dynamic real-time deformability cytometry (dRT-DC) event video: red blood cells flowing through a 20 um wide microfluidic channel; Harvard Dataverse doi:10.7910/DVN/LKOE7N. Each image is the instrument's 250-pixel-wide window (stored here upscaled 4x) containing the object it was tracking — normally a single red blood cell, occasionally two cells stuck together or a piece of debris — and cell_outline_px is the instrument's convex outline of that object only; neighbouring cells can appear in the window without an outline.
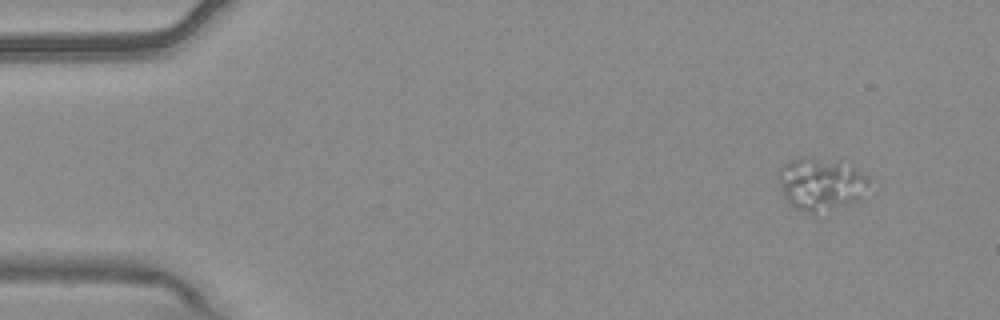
{"species": "common noctule bat (a hibernating species)", "species_latin": "Nyctalus noctula", "temperature_condition": "warm", "stored_images_in_passage": 4, "camera_frame_rate_fps": 3000, "um_per_image_px": 0.085, "animal": {"sex": "male", "body_mass_g": 20.4}, "frame": {"image": 1, "passage_image": 1, "time_ms": 0.0, "image_size_px": [1000, 320], "cell_outline_px": [[876, 192], [864, 200], [816, 216], [796, 208], [788, 204], [780, 192], [776, 176], [776, 172], [788, 160], [812, 156], [856, 168], [868, 176]], "centroid_in_image_um": [69.86, 15.72], "position_along_channel_um": 15.1, "area_um2": 29.59}}
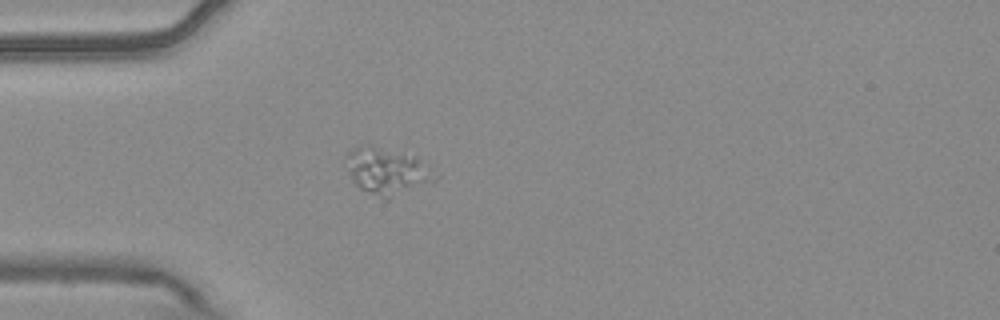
{"frame": {"image": 2, "passage_image": 4, "time_ms": 1.0, "image_size_px": [1000, 320], "cell_outline_px": [[440, 176], [432, 184], [388, 200], [384, 200], [360, 188], [352, 180], [344, 156], [352, 148], [368, 144], [416, 156], [428, 164]], "centroid_in_image_um": [32.98, 14.57], "position_along_channel_um": 52.0, "area_um2": 24.91}}